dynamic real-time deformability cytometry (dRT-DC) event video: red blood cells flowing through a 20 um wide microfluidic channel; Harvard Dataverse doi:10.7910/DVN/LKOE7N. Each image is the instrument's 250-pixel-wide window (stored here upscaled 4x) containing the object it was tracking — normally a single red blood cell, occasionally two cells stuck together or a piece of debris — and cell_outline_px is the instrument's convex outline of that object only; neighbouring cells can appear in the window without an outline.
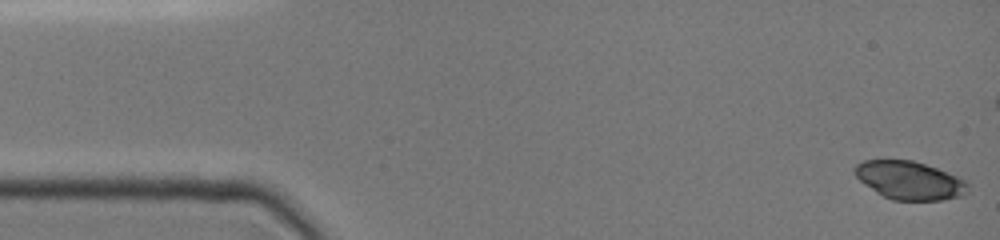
{"species": "common noctule bat (a hibernating species)", "species_latin": "Nyctalus noctula", "temperature_condition": "cold", "stored_images_in_passage": 48, "camera_frame_rate_fps": 3000, "um_per_image_px": 0.085, "animal": {"sex": "female", "body_mass_g": 19.0, "forearm_length_mm": 51.5}, "frame": {"image": 1, "passage_image": 1, "time_ms": 0.0, "image_size_px": [1000, 240], "cell_outline_px": [[968, 184], [960, 196], [940, 200], [892, 200], [884, 196], [860, 180], [856, 176], [856, 164], [864, 160], [912, 160], [936, 168], [956, 176], [964, 180]], "centroid_in_image_um": [77.29, 15.32], "position_along_channel_um": 7.7, "area_um2": 24.45}}
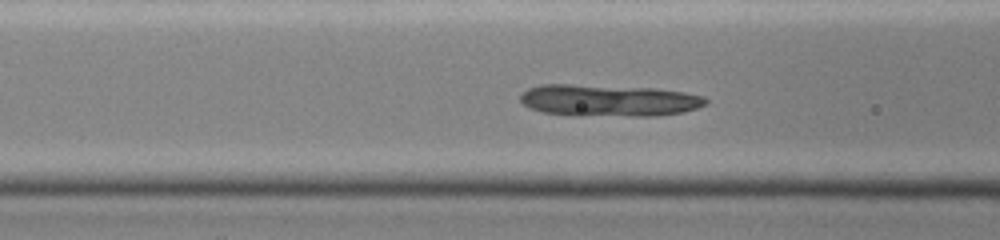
{"frame": {"image": 2, "passage_image": 18, "time_ms": 5.667, "image_size_px": [1000, 240], "cell_outline_px": [[708, 104], [696, 108], [680, 112], [656, 116], [576, 116], [544, 112], [532, 108], [524, 104], [520, 100], [520, 96], [528, 88], [544, 84], [568, 84], [652, 88], [684, 92], [704, 96], [708, 100]], "centroid_in_image_um": [51.75, 8.54], "position_along_channel_um": 114.8, "area_um2": 34.45}}
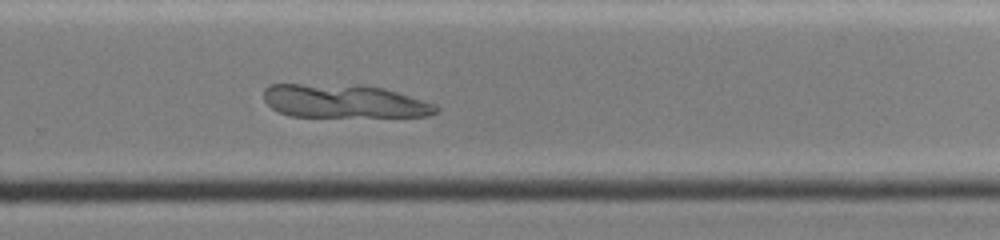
{"frame": {"image": 3, "passage_image": 32, "time_ms": 10.333, "image_size_px": [1000, 240], "cell_outline_px": [[440, 108], [436, 112], [428, 116], [292, 116], [280, 112], [272, 108], [264, 100], [264, 88], [272, 84], [356, 84], [384, 88], [436, 104]], "centroid_in_image_um": [29.24, 8.59], "position_along_channel_um": 300.6, "area_um2": 33.52}}